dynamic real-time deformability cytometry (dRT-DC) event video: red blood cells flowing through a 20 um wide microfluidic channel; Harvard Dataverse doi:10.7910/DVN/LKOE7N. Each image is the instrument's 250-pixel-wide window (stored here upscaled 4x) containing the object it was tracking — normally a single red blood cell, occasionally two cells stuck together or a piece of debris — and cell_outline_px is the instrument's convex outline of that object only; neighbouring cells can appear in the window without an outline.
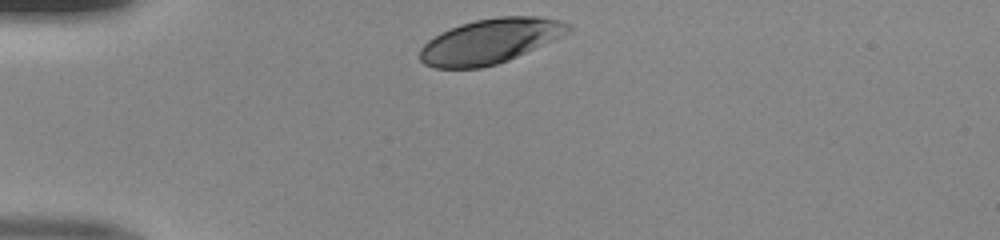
{"species": "human", "species_latin": "Homo sapiens", "temperature_condition": "room temperature", "stored_images_in_passage": 29, "camera_frame_rate_fps": 3000, "um_per_image_px": 0.085, "donor": {"sex": "male"}, "frame": {"image": 1, "passage_image": 1, "time_ms": 0.0, "image_size_px": [1000, 240], "cell_outline_px": [[572, 32], [508, 60], [496, 64], [480, 68], [436, 68], [424, 64], [420, 60], [420, 48], [428, 40], [440, 32], [460, 24], [476, 20], [500, 16], [536, 16], [560, 20], [572, 24]], "centroid_in_image_um": [41.68, 3.49], "position_along_channel_um": 43.3, "area_um2": 38.84}}
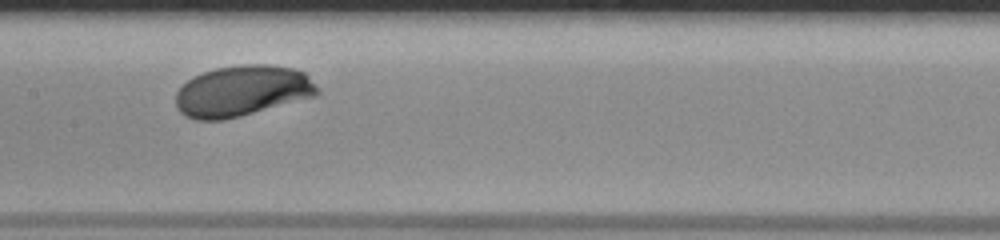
{"frame": {"image": 2, "passage_image": 14, "time_ms": 4.333, "image_size_px": [1000, 240], "cell_outline_px": [[320, 92], [312, 96], [240, 116], [224, 120], [196, 120], [184, 116], [176, 108], [176, 92], [188, 80], [204, 72], [216, 68], [240, 64], [268, 64], [296, 68], [304, 72], [308, 76]], "centroid_in_image_um": [20.55, 7.72], "position_along_channel_um": 186.9, "area_um2": 41.67}}
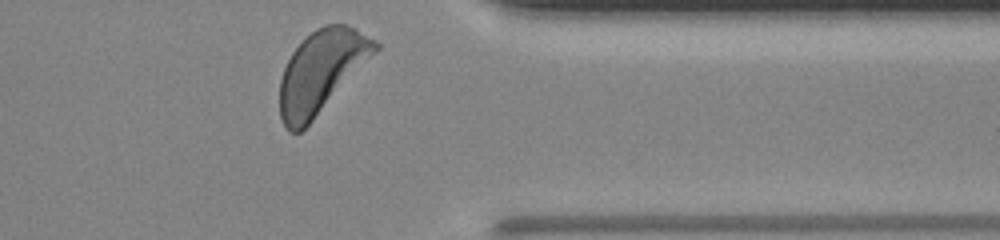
{"frame": {"image": 3, "passage_image": 29, "time_ms": 9.333, "image_size_px": [1000, 240], "cell_outline_px": [[380, 48], [312, 120], [300, 132], [288, 132], [284, 128], [280, 116], [280, 80], [284, 68], [292, 52], [316, 28], [324, 24], [344, 24], [356, 28], [380, 44]], "centroid_in_image_um": [27.29, 6.08], "position_along_channel_um": 384.1, "area_um2": 44.91}}